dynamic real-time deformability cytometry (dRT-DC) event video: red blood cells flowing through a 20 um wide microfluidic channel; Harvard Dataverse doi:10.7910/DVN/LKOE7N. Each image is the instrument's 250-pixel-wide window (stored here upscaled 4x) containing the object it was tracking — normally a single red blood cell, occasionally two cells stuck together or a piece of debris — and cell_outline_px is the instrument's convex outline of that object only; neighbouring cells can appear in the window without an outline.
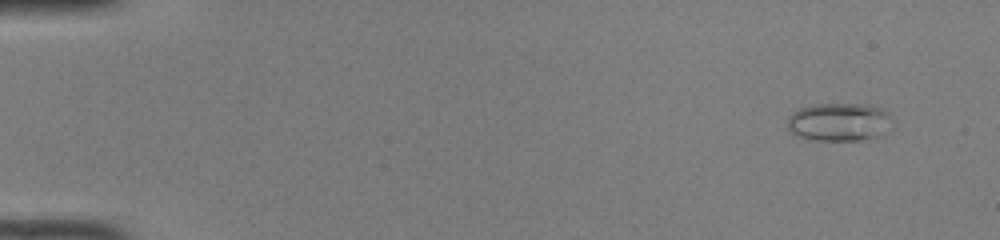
{"species": "common noctule bat (a hibernating species)", "species_latin": "Nyctalus noctula", "temperature_condition": "room temperature", "stored_images_in_passage": 50, "camera_frame_rate_fps": 3000, "um_per_image_px": 0.085, "animal": {"sex": "female", "body_mass_g": 22.0, "forearm_length_mm": 56.7}, "frame": {"image": 1, "passage_image": 4, "time_ms": 1.0, "image_size_px": [1000, 240], "cell_outline_px": [[888, 116], [876, 136], [860, 140], [816, 140], [800, 136], [792, 132], [788, 128], [788, 116], [792, 112], [800, 108], [812, 104], [868, 104], [880, 108]], "centroid_in_image_um": [71.15, 10.34], "position_along_channel_um": 13.8, "area_um2": 22.25}}
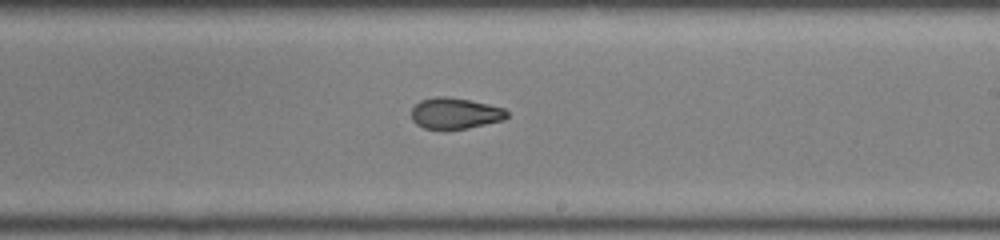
{"frame": {"image": 2, "passage_image": 31, "time_ms": 10.0, "image_size_px": [1000, 240], "cell_outline_px": [[508, 116], [504, 120], [468, 128], [444, 132], [424, 128], [416, 124], [412, 120], [412, 108], [420, 100], [436, 96], [444, 96], [468, 100], [488, 104], [504, 108], [508, 112]], "centroid_in_image_um": [38.66, 9.67], "position_along_channel_um": 250.3, "area_um2": 17.74}}
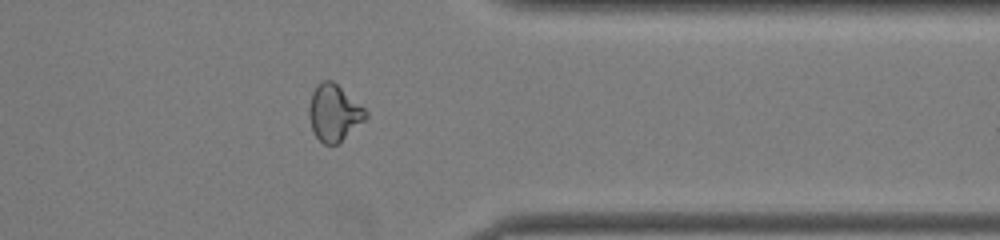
{"frame": {"image": 3, "passage_image": 41, "time_ms": 13.333, "image_size_px": [1000, 240], "cell_outline_px": [[368, 116], [364, 120], [336, 144], [324, 144], [312, 132], [308, 116], [308, 108], [312, 92], [316, 84], [320, 80], [332, 80], [364, 108], [368, 112]], "centroid_in_image_um": [28.34, 9.56], "position_along_channel_um": 383.1, "area_um2": 18.5}, "authors_computed_cell_mechanics": {"area_um2": 18.7561, "velocity_mm_per_s": 4.1355, "shape_relaxation_time_tau1_ms": null, "shape_relaxation_time_tau2_ms": 2.2296, "deformation_change_tau1": null, "deformation_change_tau2": 0.0737}}